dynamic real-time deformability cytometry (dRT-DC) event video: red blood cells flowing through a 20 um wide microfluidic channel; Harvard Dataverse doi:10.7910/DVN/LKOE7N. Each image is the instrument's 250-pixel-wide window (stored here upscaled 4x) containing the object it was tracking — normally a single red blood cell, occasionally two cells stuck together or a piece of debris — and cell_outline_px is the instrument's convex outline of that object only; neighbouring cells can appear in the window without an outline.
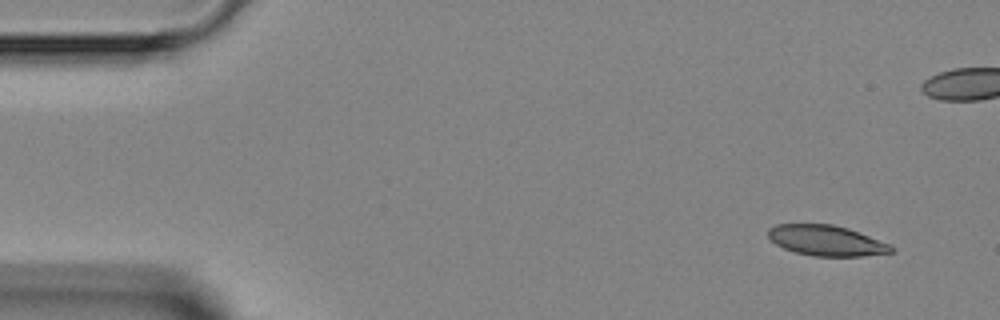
{"species": "Egyptian fruit bat (a non-hibernating species)", "species_latin": "Rousettus aegyptiacus", "temperature_condition": "room temperature", "stored_images_in_passage": 3, "segment_of_instrument_passage": [2, 2], "camera_frame_rate_fps": 3000, "um_per_image_px": 0.085, "animal": {"sex": "female"}, "frame": {"image": 1, "passage_image": 3, "time_ms": 3.333, "image_size_px": [1000, 320], "cell_outline_px": [[896, 248], [892, 252], [864, 256], [812, 256], [796, 252], [784, 248], [776, 244], [768, 236], [768, 228], [776, 224], [832, 224], [848, 228], [892, 244]], "centroid_in_image_um": [70.28, 20.44], "position_along_channel_um": 14.7, "area_um2": 21.96}}